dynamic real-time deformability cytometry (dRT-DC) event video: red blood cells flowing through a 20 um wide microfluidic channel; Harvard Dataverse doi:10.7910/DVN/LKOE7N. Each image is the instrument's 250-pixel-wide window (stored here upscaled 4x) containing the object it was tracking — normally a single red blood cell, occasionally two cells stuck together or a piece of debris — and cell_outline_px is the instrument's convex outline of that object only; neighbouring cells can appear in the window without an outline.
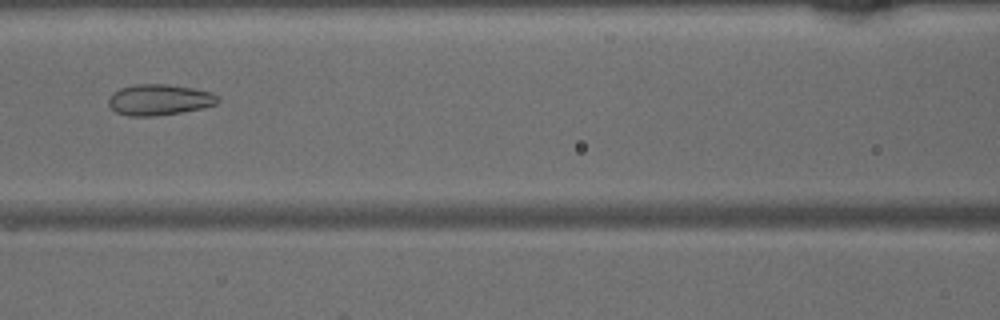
{"species": "common noctule bat (a hibernating species)", "species_latin": "Nyctalus noctula", "temperature_condition": "warm", "stored_images_in_passage": 48, "camera_frame_rate_fps": 3000, "um_per_image_px": 0.085, "animal": {"sex": "male", "body_mass_g": 15.6}, "frame": {"image": 1, "passage_image": 21, "time_ms": 6.667, "image_size_px": [1000, 320], "cell_outline_px": [[220, 100], [216, 104], [200, 108], [180, 112], [152, 116], [128, 116], [116, 112], [108, 104], [108, 100], [112, 92], [120, 88], [136, 84], [168, 84], [196, 88], [212, 92]], "centroid_in_image_um": [13.52, 8.46], "position_along_channel_um": 153.1, "area_um2": 19.71}}
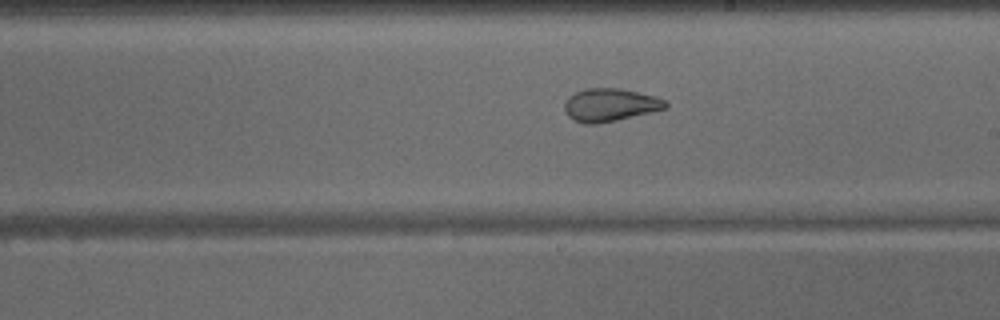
{"frame": {"image": 2, "passage_image": 27, "time_ms": 8.667, "image_size_px": [1000, 320], "cell_outline_px": [[668, 108], [652, 112], [616, 120], [596, 124], [584, 124], [572, 120], [568, 116], [564, 108], [564, 104], [568, 96], [584, 88], [620, 88], [656, 96], [664, 100], [668, 104]], "centroid_in_image_um": [51.84, 8.92], "position_along_channel_um": 237.2, "area_um2": 19.54}}
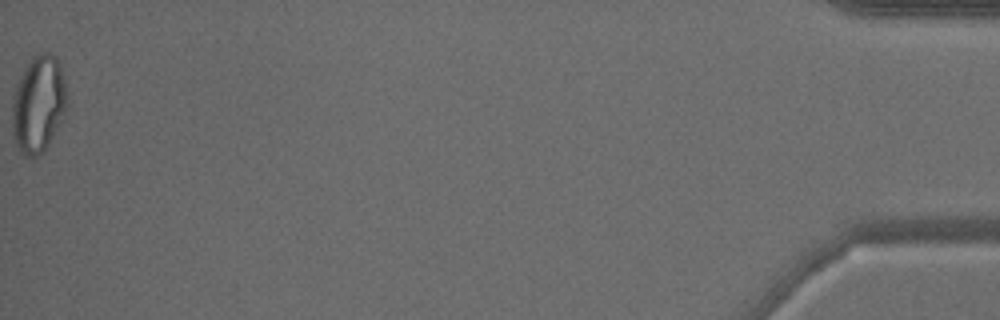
{"frame": {"image": 3, "passage_image": 48, "time_ms": 15.667, "image_size_px": [1000, 320], "cell_outline_px": [[68, 104], [44, 152], [36, 156], [24, 156], [20, 152], [16, 144], [12, 132], [12, 104], [16, 88], [24, 68], [32, 56], [36, 52], [52, 52], [56, 56], [60, 64], [64, 80], [68, 100]], "centroid_in_image_um": [3.26, 8.81], "position_along_channel_um": 431.9, "area_um2": 30.92}}